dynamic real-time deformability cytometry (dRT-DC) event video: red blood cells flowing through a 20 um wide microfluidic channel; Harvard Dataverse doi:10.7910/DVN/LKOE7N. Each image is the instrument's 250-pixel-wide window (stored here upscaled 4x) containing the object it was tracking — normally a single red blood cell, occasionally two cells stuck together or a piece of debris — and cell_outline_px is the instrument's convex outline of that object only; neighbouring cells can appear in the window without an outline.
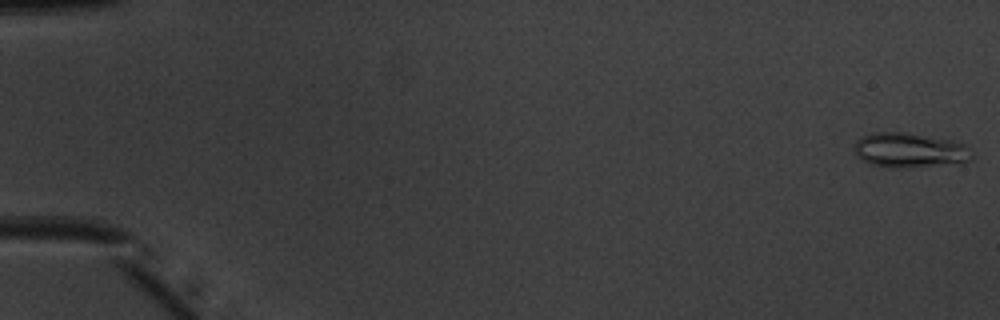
{"species": "common noctule bat (a hibernating species)", "species_latin": "Nyctalus noctula", "temperature_condition": "warm", "stored_images_in_passage": 14, "camera_frame_rate_fps": 3000, "um_per_image_px": 0.085, "animal": {"sex": "male", "body_mass_g": 20.1, "forearm_length_mm": 53.5}, "frame": {"image": 1, "passage_image": 1, "time_ms": 0.0, "image_size_px": [1000, 320], "cell_outline_px": [[972, 160], [964, 164], [912, 168], [892, 168], [872, 164], [860, 160], [852, 152], [856, 140], [860, 136], [872, 132], [904, 132], [952, 140], [964, 144], [972, 152]], "centroid_in_image_um": [77.32, 12.79], "position_along_channel_um": 7.7, "area_um2": 24.68}}